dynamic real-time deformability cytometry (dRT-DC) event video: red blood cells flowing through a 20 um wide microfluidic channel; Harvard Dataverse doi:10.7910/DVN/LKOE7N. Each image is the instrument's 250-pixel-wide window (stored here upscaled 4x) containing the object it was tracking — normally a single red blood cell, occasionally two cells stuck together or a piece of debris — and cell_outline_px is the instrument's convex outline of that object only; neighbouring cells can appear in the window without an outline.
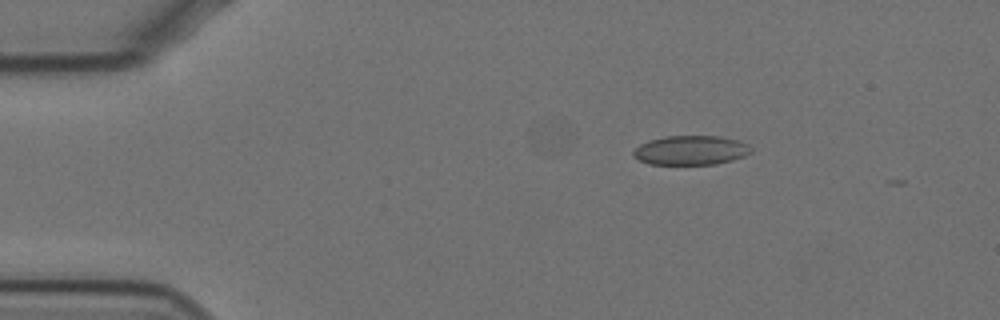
{"species": "Egyptian fruit bat (a non-hibernating species)", "species_latin": "Rousettus aegyptiacus", "temperature_condition": "cold", "stored_images_in_passage": 10, "camera_frame_rate_fps": 3000, "um_per_image_px": 0.085, "animal": {"sex": "female"}, "frame": {"image": 1, "passage_image": 1, "time_ms": 0.0, "image_size_px": [1000, 320], "cell_outline_px": [[752, 152], [744, 156], [732, 160], [716, 164], [648, 164], [632, 156], [632, 152], [640, 144], [648, 140], [664, 136], [720, 136], [736, 140], [748, 144], [752, 148]], "centroid_in_image_um": [58.71, 12.77], "position_along_channel_um": 26.3, "area_um2": 20.17}}
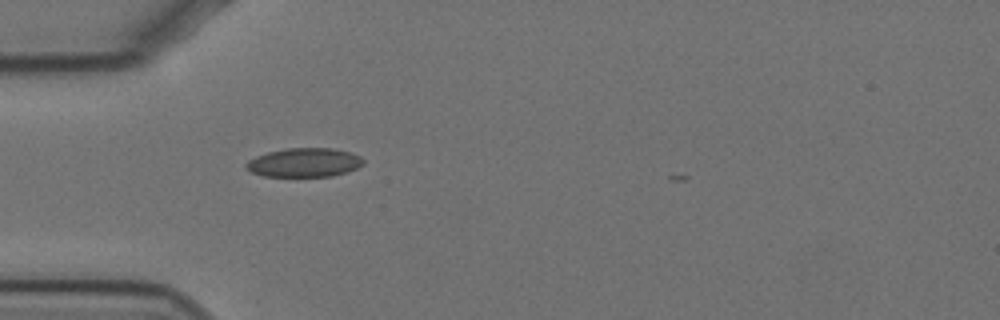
{"frame": {"image": 2, "passage_image": 9, "time_ms": 2.667, "image_size_px": [1000, 320], "cell_outline_px": [[364, 164], [356, 168], [332, 176], [264, 176], [252, 172], [244, 168], [244, 164], [248, 160], [256, 156], [268, 152], [288, 148], [332, 148], [352, 152], [360, 156], [364, 160]], "centroid_in_image_um": [25.85, 13.81], "position_along_channel_um": 59.2, "area_um2": 19.77}}